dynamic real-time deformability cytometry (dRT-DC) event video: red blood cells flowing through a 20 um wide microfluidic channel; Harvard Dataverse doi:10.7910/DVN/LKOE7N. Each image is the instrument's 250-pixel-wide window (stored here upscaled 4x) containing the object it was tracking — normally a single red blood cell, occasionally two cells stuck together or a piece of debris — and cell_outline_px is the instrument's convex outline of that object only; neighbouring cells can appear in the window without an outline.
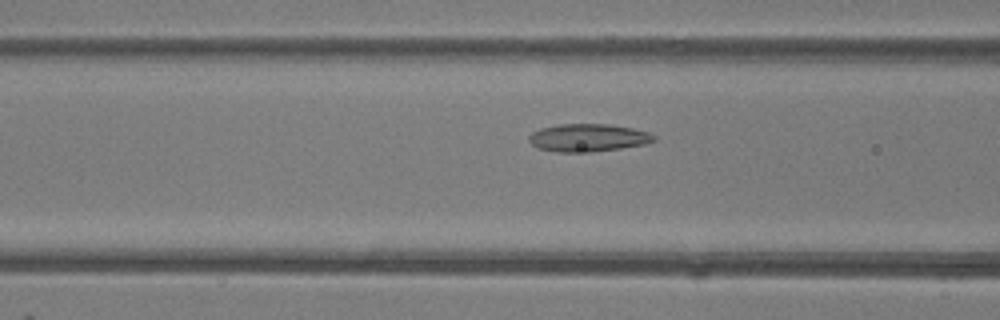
{"species": "common noctule bat (a hibernating species)", "species_latin": "Nyctalus noctula", "temperature_condition": "room temperature", "stored_images_in_passage": 16, "camera_frame_rate_fps": 3000, "um_per_image_px": 0.085, "animal": {"sex": "female"}, "frame": {"image": 1, "passage_image": 14, "time_ms": 4.333, "image_size_px": [1000, 320], "cell_outline_px": [[656, 140], [644, 144], [620, 148], [592, 152], [556, 152], [536, 148], [528, 140], [528, 136], [532, 132], [540, 128], [556, 124], [608, 124], [632, 128], [648, 132], [656, 136]], "centroid_in_image_um": [49.94, 11.71], "position_along_channel_um": 116.7, "area_um2": 20.35}}